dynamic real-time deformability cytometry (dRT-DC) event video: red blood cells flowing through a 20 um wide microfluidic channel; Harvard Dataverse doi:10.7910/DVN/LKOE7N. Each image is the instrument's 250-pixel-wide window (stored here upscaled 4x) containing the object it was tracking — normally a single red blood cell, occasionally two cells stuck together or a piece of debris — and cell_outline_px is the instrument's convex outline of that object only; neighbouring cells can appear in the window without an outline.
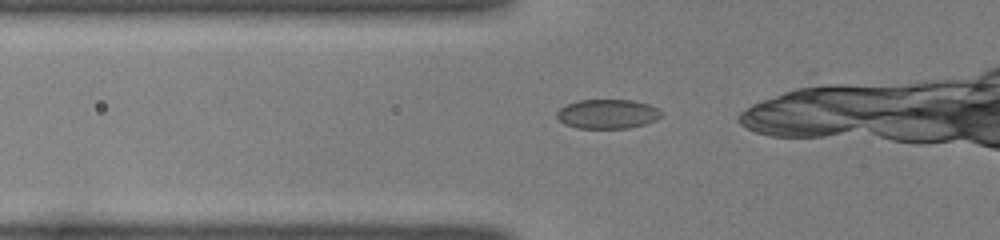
{"species": "common noctule bat (a hibernating species)", "species_latin": "Nyctalus noctula", "temperature_condition": "room temperature", "stored_images_in_passage": 11, "camera_frame_rate_fps": 3000, "um_per_image_px": 0.085, "animal": {"sex": "female", "body_mass_g": 22.0, "forearm_length_mm": 56.7}, "frame": {"image": 1, "passage_image": 6, "time_ms": 1.667, "image_size_px": [1000, 240], "cell_outline_px": [[664, 116], [656, 120], [644, 124], [628, 128], [580, 128], [564, 124], [556, 116], [556, 112], [560, 108], [576, 100], [632, 100], [648, 104], [664, 112]], "centroid_in_image_um": [51.66, 9.68], "position_along_channel_um": 74.1, "area_um2": 17.92}}
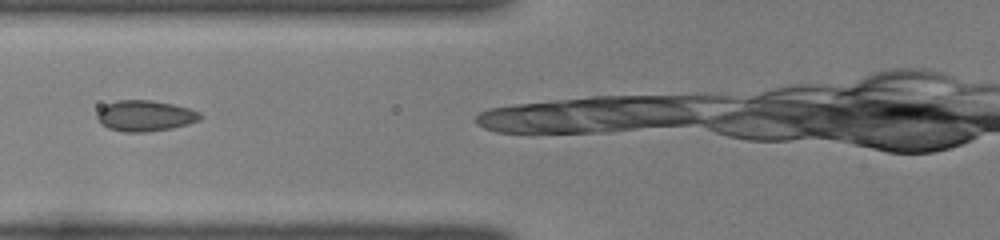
{"frame": {"image": 2, "passage_image": 9, "time_ms": 2.667, "image_size_px": [1000, 240], "cell_outline_px": [[204, 116], [200, 120], [188, 124], [172, 128], [144, 132], [124, 132], [108, 128], [100, 124], [96, 116], [96, 112], [100, 108], [116, 100], [152, 100], [172, 104], [188, 108], [200, 112]], "centroid_in_image_um": [12.33, 9.84], "position_along_channel_um": 113.5, "area_um2": 18.67}}